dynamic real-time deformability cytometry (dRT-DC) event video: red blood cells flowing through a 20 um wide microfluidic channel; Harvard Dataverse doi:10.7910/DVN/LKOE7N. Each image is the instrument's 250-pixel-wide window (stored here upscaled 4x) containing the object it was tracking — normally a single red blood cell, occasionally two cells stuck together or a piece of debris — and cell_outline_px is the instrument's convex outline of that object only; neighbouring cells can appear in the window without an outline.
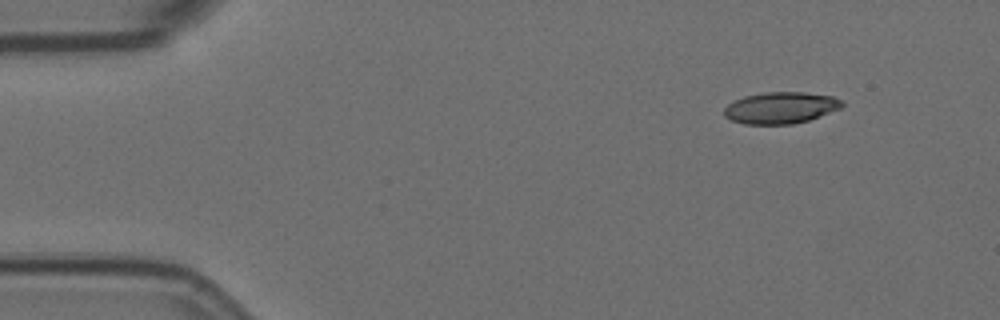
{"species": "Egyptian fruit bat (a non-hibernating species)", "species_latin": "Rousettus aegyptiacus", "temperature_condition": "room temperature", "stored_images_in_passage": 3, "camera_frame_rate_fps": 3000, "um_per_image_px": 0.085, "animal": {"sex": "female"}, "frame": {"image": 1, "passage_image": 1, "time_ms": 0.0, "image_size_px": [1000, 320], "cell_outline_px": [[844, 104], [840, 108], [808, 120], [792, 124], [744, 124], [732, 120], [724, 116], [724, 108], [732, 100], [744, 96], [764, 92], [804, 92], [832, 96], [840, 100]], "centroid_in_image_um": [66.31, 9.15], "position_along_channel_um": 18.7, "area_um2": 21.62}}
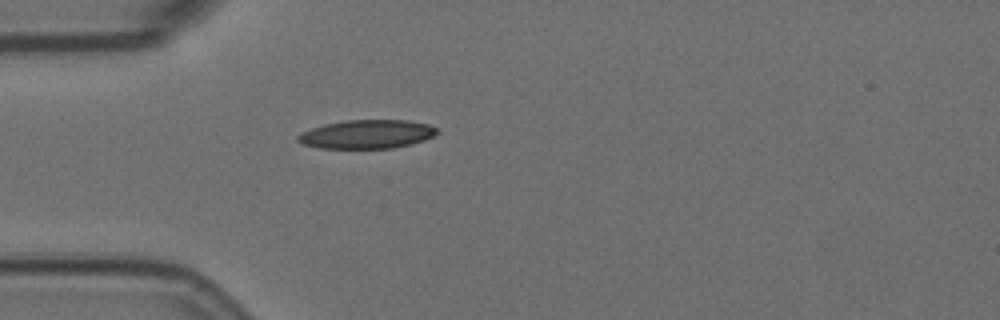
{"frame": {"image": 2, "passage_image": 3, "time_ms": 0.667, "image_size_px": [1000, 320], "cell_outline_px": [[440, 132], [424, 140], [412, 144], [392, 148], [320, 148], [300, 144], [296, 140], [296, 136], [300, 132], [324, 124], [344, 120], [408, 120], [428, 124], [440, 128]], "centroid_in_image_um": [31.18, 11.4], "position_along_channel_um": 53.8, "area_um2": 23.58}}